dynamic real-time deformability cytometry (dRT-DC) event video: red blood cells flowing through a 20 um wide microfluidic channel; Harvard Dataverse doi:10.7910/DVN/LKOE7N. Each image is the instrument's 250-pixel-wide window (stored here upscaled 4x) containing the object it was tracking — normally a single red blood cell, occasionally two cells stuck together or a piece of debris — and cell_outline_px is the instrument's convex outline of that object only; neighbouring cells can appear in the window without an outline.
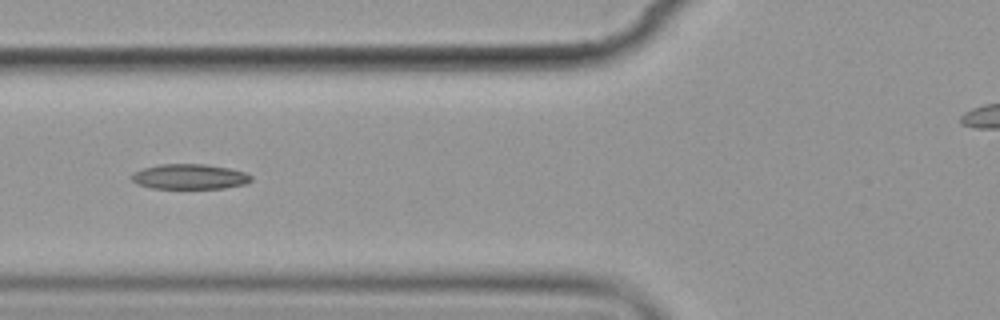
{"species": "common noctule bat (a hibernating species)", "species_latin": "Nyctalus noctula", "temperature_condition": "cold", "stored_images_in_passage": 15, "camera_frame_rate_fps": 3000, "um_per_image_px": 0.085, "animal": {"sex": "female", "body_mass_g": 19.9}, "frame": {"image": 1, "passage_image": 5, "time_ms": 5.333, "image_size_px": [1000, 320], "cell_outline_px": [[252, 180], [248, 184], [224, 188], [152, 188], [136, 184], [128, 176], [132, 172], [144, 168], [160, 164], [204, 164], [228, 168], [244, 172], [252, 176]], "centroid_in_image_um": [16.09, 15.02], "position_along_channel_um": 109.7, "area_um2": 17.63}}
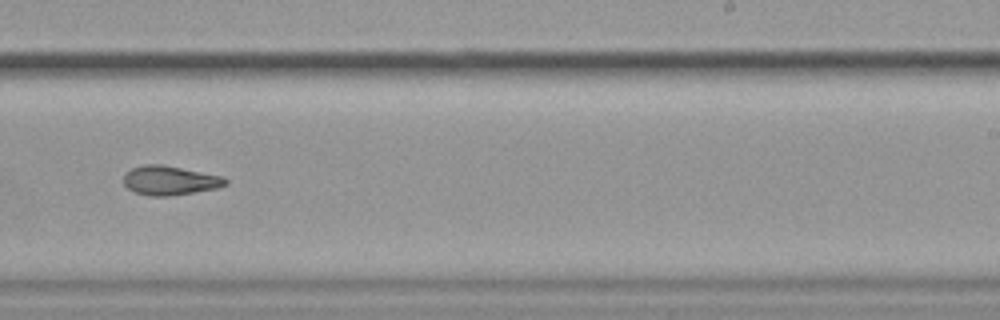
{"frame": {"image": 2, "passage_image": 9, "time_ms": 10.0, "image_size_px": [1000, 320], "cell_outline_px": [[228, 184], [216, 188], [168, 196], [152, 196], [136, 192], [128, 188], [124, 184], [124, 176], [132, 168], [144, 164], [160, 164], [224, 176], [228, 180]], "centroid_in_image_um": [14.46, 15.33], "position_along_channel_um": 274.5, "area_um2": 17.11}}
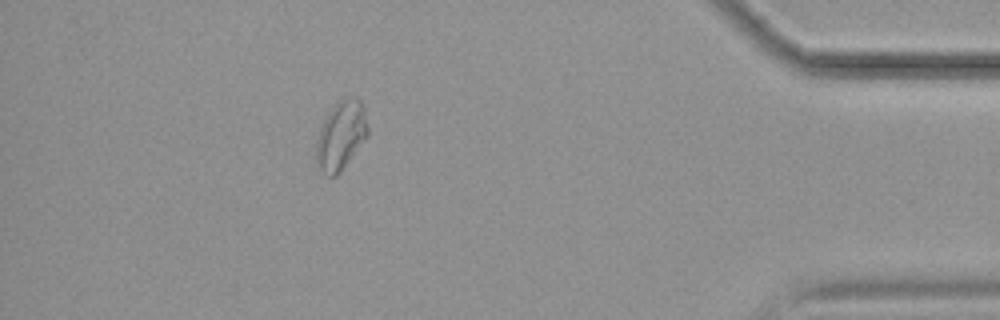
{"frame": {"image": 3, "passage_image": 15, "time_ms": 18.0, "image_size_px": [1000, 320], "cell_outline_px": [[368, 136], [340, 172], [336, 176], [328, 176], [320, 168], [316, 160], [316, 140], [320, 128], [324, 120], [336, 100], [356, 96], [360, 100], [364, 108], [368, 128]], "centroid_in_image_um": [28.99, 11.48], "position_along_channel_um": 406.2, "area_um2": 20.63}, "authors_computed_cell_mechanics": {"area_um2": 18.6116, "velocity_mm_per_s": 3.5541, "shape_relaxation_time_tau1_ms": 5.9231, "shape_relaxation_time_tau2_ms": null, "deformation_change_tau1": 0.1451, "deformation_change_tau2": null}}